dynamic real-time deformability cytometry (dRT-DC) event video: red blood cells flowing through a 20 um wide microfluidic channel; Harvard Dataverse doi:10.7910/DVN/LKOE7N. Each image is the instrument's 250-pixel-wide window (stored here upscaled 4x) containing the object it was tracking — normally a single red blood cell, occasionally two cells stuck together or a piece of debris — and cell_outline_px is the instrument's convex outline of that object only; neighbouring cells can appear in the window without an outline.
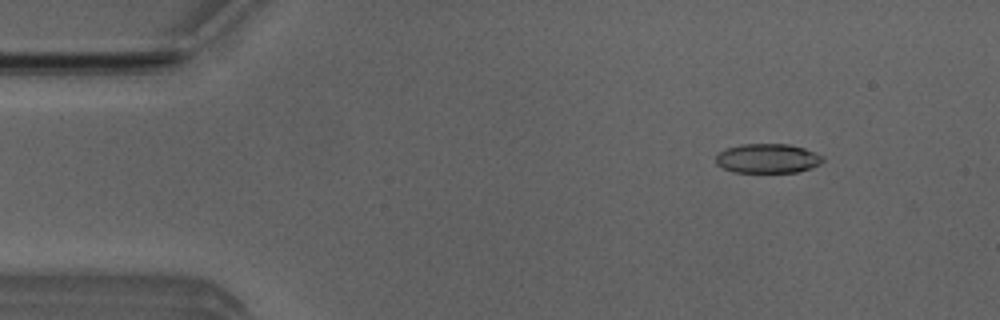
{"species": "Egyptian fruit bat (a non-hibernating species)", "species_latin": "Rousettus aegyptiacus", "temperature_condition": "room temperature", "stored_images_in_passage": 5, "camera_frame_rate_fps": 3000, "um_per_image_px": 0.085, "animal": {"sex": "male"}, "frame": {"image": 1, "passage_image": 1, "time_ms": 0.0, "image_size_px": [1000, 320], "cell_outline_px": [[824, 160], [820, 164], [812, 168], [796, 172], [732, 172], [716, 164], [716, 156], [720, 152], [728, 148], [740, 144], [788, 144], [804, 148], [824, 156]], "centroid_in_image_um": [65.27, 13.47], "position_along_channel_um": 19.7, "area_um2": 18.32}}